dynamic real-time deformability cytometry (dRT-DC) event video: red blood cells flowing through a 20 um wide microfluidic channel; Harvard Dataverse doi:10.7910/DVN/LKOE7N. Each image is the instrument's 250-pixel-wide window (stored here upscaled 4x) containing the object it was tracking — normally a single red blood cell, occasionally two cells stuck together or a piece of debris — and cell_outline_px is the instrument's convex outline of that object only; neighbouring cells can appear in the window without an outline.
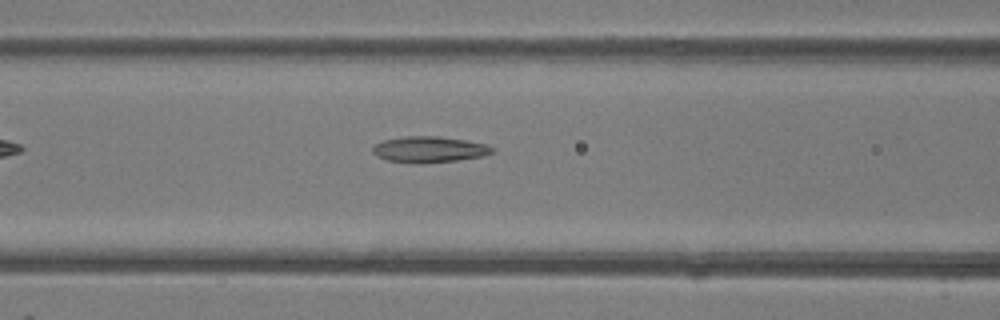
{"species": "common noctule bat (a hibernating species)", "species_latin": "Nyctalus noctula", "temperature_condition": "room temperature", "stored_images_in_passage": 35, "camera_frame_rate_fps": 3000, "um_per_image_px": 0.085, "animal": {"sex": "female"}, "frame": {"image": 1, "passage_image": 7, "time_ms": 2.0, "image_size_px": [1000, 320], "cell_outline_px": [[492, 152], [484, 156], [456, 160], [424, 164], [420, 164], [388, 160], [376, 156], [372, 152], [372, 148], [376, 144], [384, 140], [404, 136], [440, 136], [464, 140], [484, 144], [492, 148]], "centroid_in_image_um": [36.44, 12.71], "position_along_channel_um": 130.2, "area_um2": 18.03}}
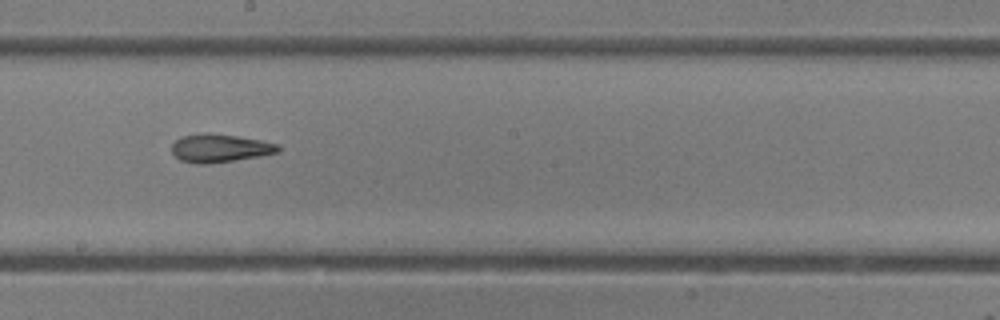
{"frame": {"image": 2, "passage_image": 14, "time_ms": 4.333, "image_size_px": [1000, 320], "cell_outline_px": [[280, 152], [260, 156], [208, 164], [196, 164], [180, 160], [172, 152], [172, 144], [180, 136], [204, 132], [208, 132], [236, 136], [260, 140], [280, 144]], "centroid_in_image_um": [18.68, 12.58], "position_along_channel_um": 229.5, "area_um2": 17.63}}
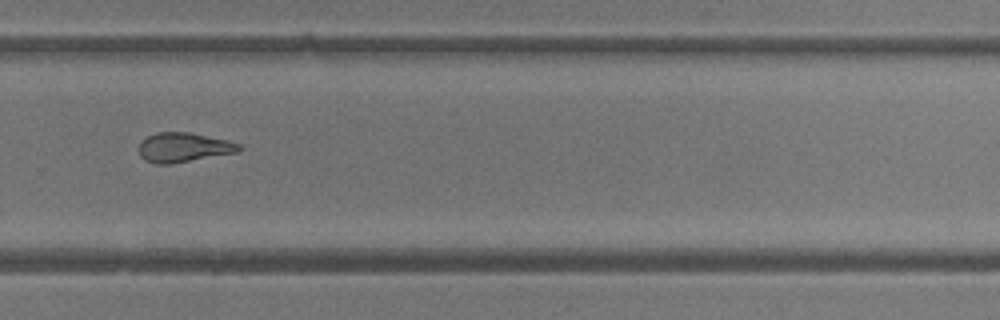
{"frame": {"image": 3, "passage_image": 20, "time_ms": 6.333, "image_size_px": [1000, 320], "cell_outline_px": [[240, 152], [168, 164], [156, 164], [144, 160], [140, 156], [136, 148], [148, 136], [156, 132], [192, 132], [228, 140], [240, 144]], "centroid_in_image_um": [15.59, 12.52], "position_along_channel_um": 314.2, "area_um2": 17.34}, "authors_computed_cell_mechanics": {"area_um2": 18.207, "velocity_mm_per_s": 4.2574, "shape_relaxation_time_tau1_ms": null, "shape_relaxation_time_tau2_ms": 4.7538, "deformation_change_tau1": null, "deformation_change_tau2": 0.1306}}